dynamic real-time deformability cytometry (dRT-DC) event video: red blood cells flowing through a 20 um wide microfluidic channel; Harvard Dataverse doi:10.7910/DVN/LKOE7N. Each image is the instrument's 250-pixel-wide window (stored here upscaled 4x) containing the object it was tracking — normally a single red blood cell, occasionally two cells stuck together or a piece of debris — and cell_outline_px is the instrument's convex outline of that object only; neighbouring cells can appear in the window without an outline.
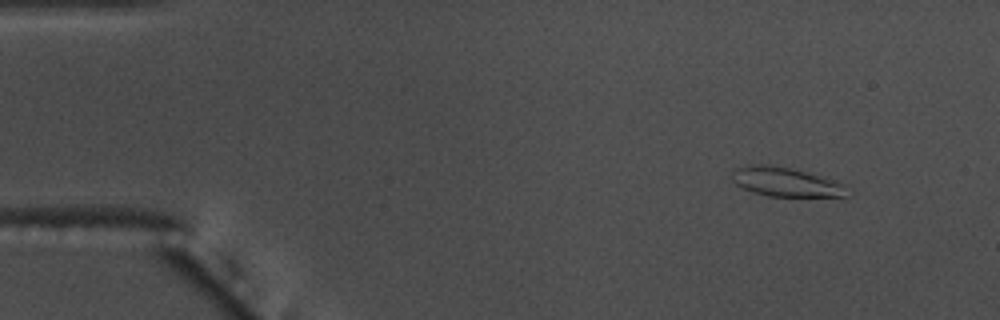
{"species": "common noctule bat (a hibernating species)", "species_latin": "Nyctalus noctula", "temperature_condition": "warm", "stored_images_in_passage": 51, "camera_frame_rate_fps": 3000, "um_per_image_px": 0.085, "animal": {"sex": "male", "body_mass_g": 17.5, "forearm_length_mm": 52.3}, "frame": {"image": 1, "passage_image": 1, "time_ms": 0.0, "image_size_px": [1000, 320], "cell_outline_px": [[852, 196], [768, 196], [752, 192], [736, 184], [732, 180], [732, 172], [736, 168], [752, 164], [768, 164], [792, 168], [848, 184]], "centroid_in_image_um": [66.86, 15.47], "position_along_channel_um": 18.1, "area_um2": 19.83}}
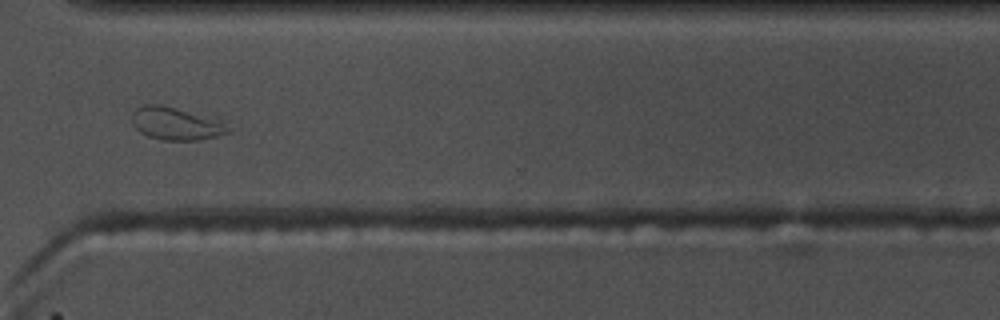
{"frame": {"image": 2, "passage_image": 37, "time_ms": 12.0, "image_size_px": [1000, 320], "cell_outline_px": [[232, 128], [228, 132], [216, 136], [200, 140], [164, 140], [148, 136], [140, 132], [132, 124], [132, 112], [136, 108], [144, 104], [160, 104], [228, 120]], "centroid_in_image_um": [15.04, 10.49], "position_along_channel_um": 355.6, "area_um2": 18.9}}
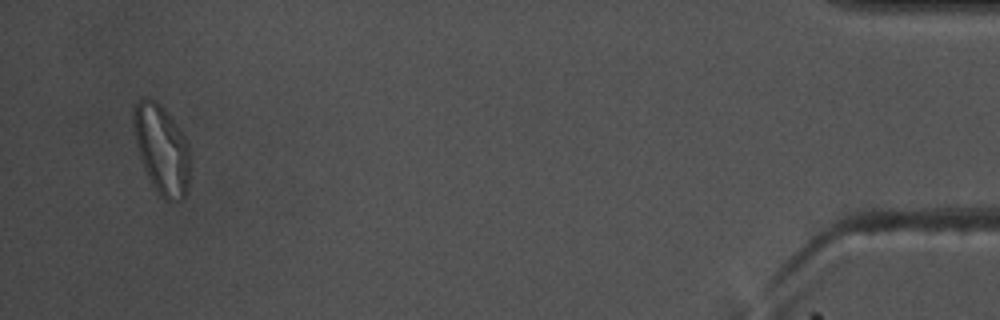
{"frame": {"image": 3, "passage_image": 49, "time_ms": 16.0, "image_size_px": [1000, 320], "cell_outline_px": [[188, 192], [184, 200], [164, 200], [160, 196], [152, 184], [144, 168], [136, 144], [132, 124], [132, 112], [136, 104], [140, 100], [152, 100], [160, 104], [164, 108], [176, 124], [184, 136], [188, 144]], "centroid_in_image_um": [13.73, 12.73], "position_along_channel_um": 421.5, "area_um2": 29.02}, "authors_computed_cell_mechanics": {"area_um2": 17.918, "velocity_mm_per_s": 3.6557, "shape_relaxation_time_tau1_ms": 9.4061, "shape_relaxation_time_tau2_ms": 3.4995, "deformation_change_tau1": 0.2484, "deformation_change_tau2": 0.0792}}